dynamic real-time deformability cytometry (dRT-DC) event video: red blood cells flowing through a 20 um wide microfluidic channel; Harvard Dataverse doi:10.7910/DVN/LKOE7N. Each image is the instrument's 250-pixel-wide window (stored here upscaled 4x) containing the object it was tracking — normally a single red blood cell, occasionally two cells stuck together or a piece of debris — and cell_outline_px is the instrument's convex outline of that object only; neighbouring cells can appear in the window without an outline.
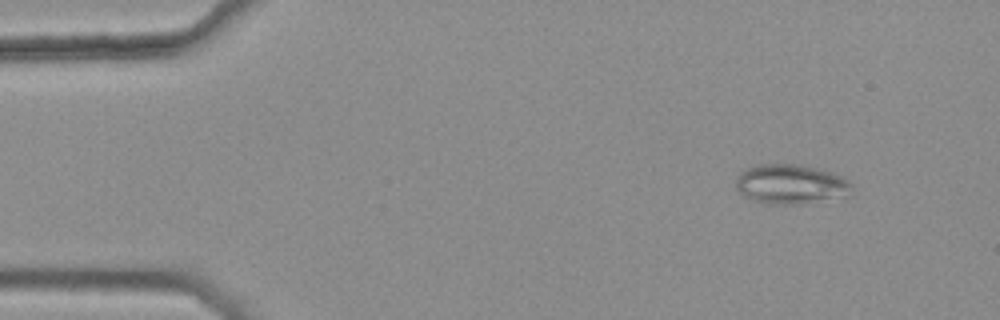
{"species": "common noctule bat (a hibernating species)", "species_latin": "Nyctalus noctula", "temperature_condition": "warm", "stored_images_in_passage": 3, "camera_frame_rate_fps": 3000, "um_per_image_px": 0.085, "animal": {"sex": "female", "body_mass_g": 25.1}, "frame": {"image": 1, "passage_image": 1, "time_ms": 0.0, "image_size_px": [1000, 320], "cell_outline_px": [[852, 196], [800, 204], [768, 204], [752, 200], [744, 196], [736, 188], [736, 176], [744, 168], [756, 164], [796, 164], [816, 168], [832, 172], [844, 176], [852, 184]], "centroid_in_image_um": [67.24, 15.66], "position_along_channel_um": 17.8, "area_um2": 27.34}}